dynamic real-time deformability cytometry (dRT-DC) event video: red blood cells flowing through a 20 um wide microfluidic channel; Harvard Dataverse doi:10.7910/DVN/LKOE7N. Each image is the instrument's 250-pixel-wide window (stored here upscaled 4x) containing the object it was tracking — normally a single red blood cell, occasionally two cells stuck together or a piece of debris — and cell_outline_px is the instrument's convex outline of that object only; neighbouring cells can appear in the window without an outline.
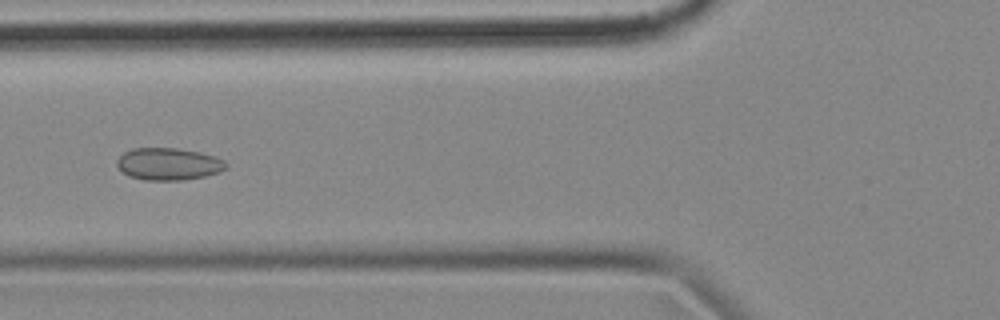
{"species": "common noctule bat (a hibernating species)", "species_latin": "Nyctalus noctula", "temperature_condition": "cold", "stored_images_in_passage": 7, "camera_frame_rate_fps": 3000, "um_per_image_px": 0.085, "animal": {"sex": "female", "body_mass_g": 18.4}, "frame": {"image": 1, "passage_image": 6, "time_ms": 1.667, "image_size_px": [1000, 320], "cell_outline_px": [[228, 164], [220, 172], [204, 176], [184, 180], [144, 180], [128, 176], [116, 164], [116, 160], [124, 152], [132, 148], [176, 148], [200, 152], [224, 160]], "centroid_in_image_um": [14.3, 13.94], "position_along_channel_um": 111.5, "area_um2": 20.4}}
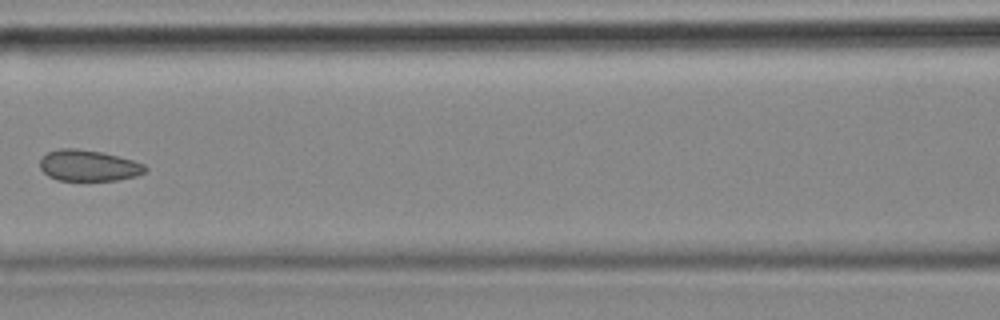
{"frame": {"image": 2, "passage_image": 7, "time_ms": 2.0, "image_size_px": [1000, 320], "cell_outline_px": [[148, 168], [144, 172], [136, 176], [116, 180], [56, 180], [48, 176], [40, 168], [40, 160], [48, 152], [60, 148], [76, 148], [100, 152], [132, 160], [144, 164]], "centroid_in_image_um": [7.5, 14.08], "position_along_channel_um": 159.1, "area_um2": 18.9}}